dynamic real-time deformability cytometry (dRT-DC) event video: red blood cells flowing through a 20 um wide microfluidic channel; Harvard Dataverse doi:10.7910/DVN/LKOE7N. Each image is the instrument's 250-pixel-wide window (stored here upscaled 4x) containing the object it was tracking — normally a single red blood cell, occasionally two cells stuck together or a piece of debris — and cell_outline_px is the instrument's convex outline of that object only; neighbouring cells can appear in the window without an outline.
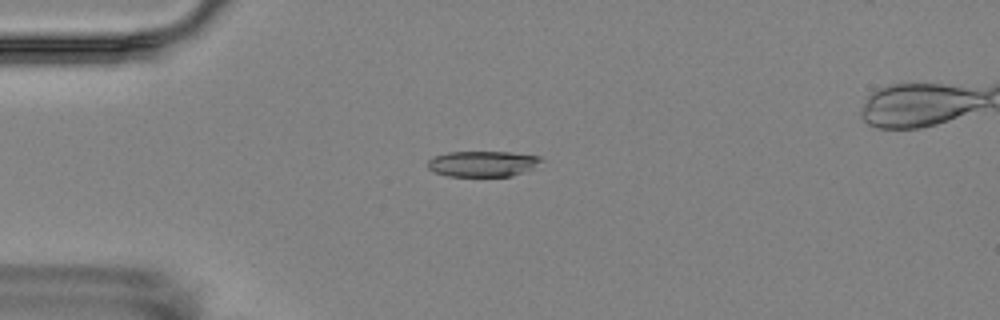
{"species": "Egyptian fruit bat (a non-hibernating species)", "species_latin": "Rousettus aegyptiacus", "temperature_condition": "room temperature", "stored_images_in_passage": 8, "camera_frame_rate_fps": 3000, "um_per_image_px": 0.085, "animal": {"sex": "female"}, "frame": {"image": 1, "passage_image": 4, "time_ms": 3.667, "image_size_px": [1000, 320], "cell_outline_px": [[544, 160], [532, 168], [512, 176], [448, 176], [436, 172], [428, 168], [428, 160], [432, 156], [448, 152], [512, 152], [540, 156]], "centroid_in_image_um": [41.02, 13.91], "position_along_channel_um": 44.0, "area_um2": 16.99}}
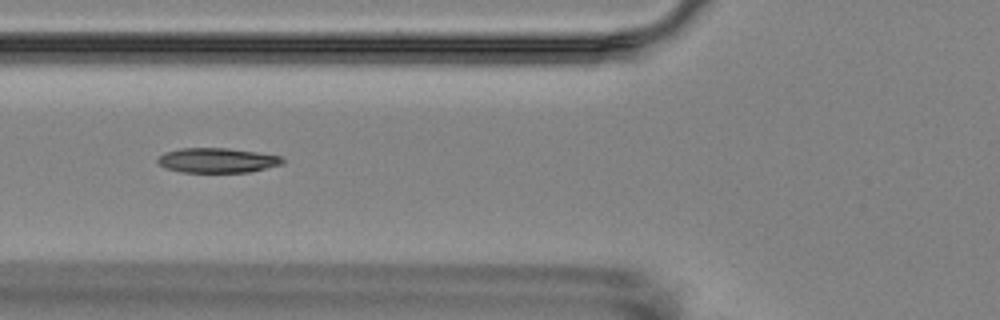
{"frame": {"image": 2, "passage_image": 6, "time_ms": 6.0, "image_size_px": [1000, 320], "cell_outline_px": [[284, 164], [248, 172], [180, 172], [164, 168], [156, 160], [164, 152], [180, 148], [228, 148], [256, 152], [280, 156], [284, 160]], "centroid_in_image_um": [18.44, 13.63], "position_along_channel_um": 107.4, "area_um2": 18.03}}
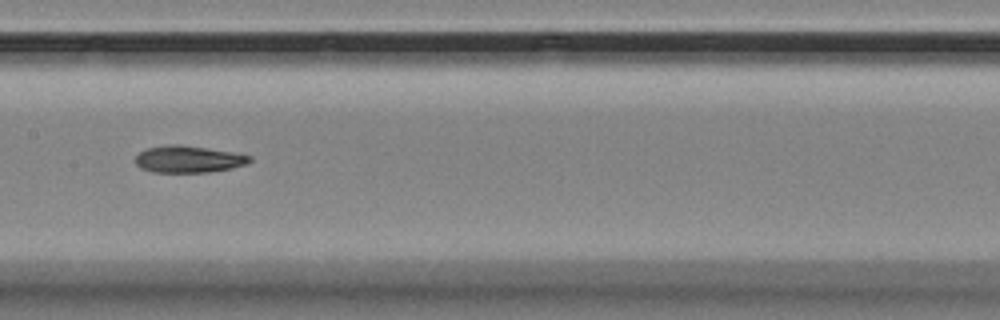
{"frame": {"image": 3, "passage_image": 8, "time_ms": 8.333, "image_size_px": [1000, 320], "cell_outline_px": [[252, 160], [248, 164], [232, 168], [208, 172], [152, 172], [140, 168], [136, 164], [136, 156], [140, 152], [148, 148], [168, 144], [180, 144], [236, 152], [252, 156]], "centroid_in_image_um": [16.06, 13.52], "position_along_channel_um": 191.3, "area_um2": 18.09}}